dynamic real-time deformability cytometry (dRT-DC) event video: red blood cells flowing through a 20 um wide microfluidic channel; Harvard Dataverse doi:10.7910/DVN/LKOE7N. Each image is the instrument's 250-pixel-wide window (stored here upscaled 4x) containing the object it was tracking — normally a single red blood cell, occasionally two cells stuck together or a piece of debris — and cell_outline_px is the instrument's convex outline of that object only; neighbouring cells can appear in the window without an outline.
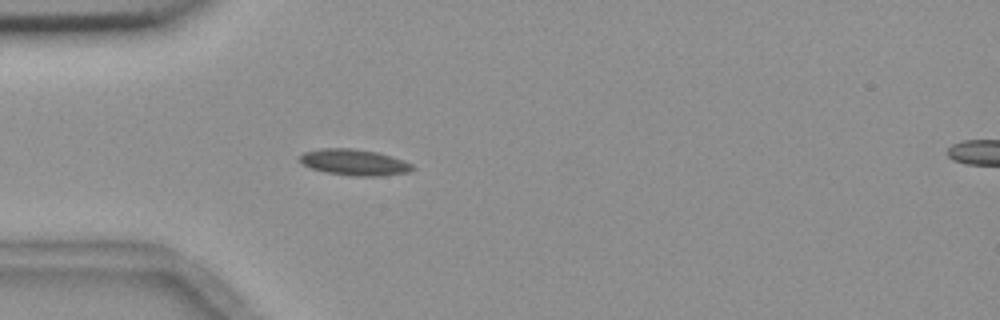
{"species": "common noctule bat (a hibernating species)", "species_latin": "Nyctalus noctula", "temperature_condition": "room temperature", "stored_images_in_passage": 41, "camera_frame_rate_fps": 3000, "um_per_image_px": 0.085, "animal": {"sex": "female", "body_mass_g": 18.4}, "frame": {"image": 1, "passage_image": 2, "time_ms": 0.333, "image_size_px": [1000, 320], "cell_outline_px": [[416, 168], [412, 172], [380, 176], [352, 176], [324, 172], [312, 168], [304, 164], [300, 160], [300, 156], [304, 152], [320, 148], [352, 148], [376, 152], [404, 160], [412, 164]], "centroid_in_image_um": [30.16, 13.8], "position_along_channel_um": 54.8, "area_um2": 17.22}}
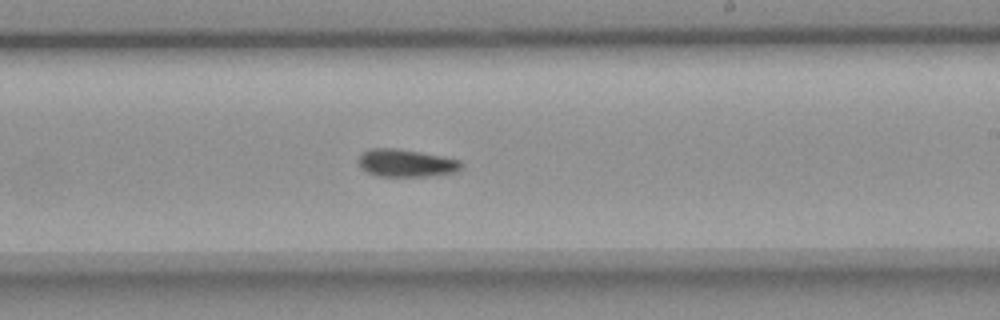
{"frame": {"image": 2, "passage_image": 19, "time_ms": 6.0, "image_size_px": [1000, 320], "cell_outline_px": [[464, 164], [456, 172], [424, 176], [376, 176], [360, 168], [356, 160], [364, 152], [372, 148], [396, 148], [420, 152], [460, 160]], "centroid_in_image_um": [34.48, 13.86], "position_along_channel_um": 254.5, "area_um2": 16.47}}
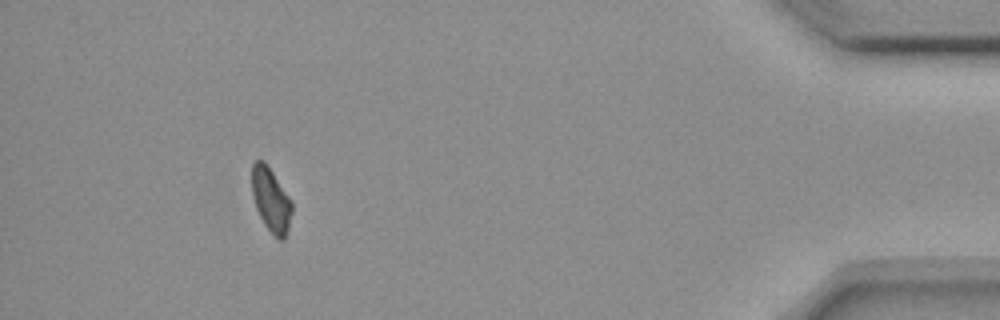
{"frame": {"image": 3, "passage_image": 37, "time_ms": 12.0, "image_size_px": [1000, 320], "cell_outline_px": [[292, 212], [288, 228], [284, 240], [280, 240], [264, 224], [256, 208], [252, 196], [252, 164], [256, 160], [264, 160], [292, 200]], "centroid_in_image_um": [23.03, 16.96], "position_along_channel_um": 412.2, "area_um2": 14.85}}